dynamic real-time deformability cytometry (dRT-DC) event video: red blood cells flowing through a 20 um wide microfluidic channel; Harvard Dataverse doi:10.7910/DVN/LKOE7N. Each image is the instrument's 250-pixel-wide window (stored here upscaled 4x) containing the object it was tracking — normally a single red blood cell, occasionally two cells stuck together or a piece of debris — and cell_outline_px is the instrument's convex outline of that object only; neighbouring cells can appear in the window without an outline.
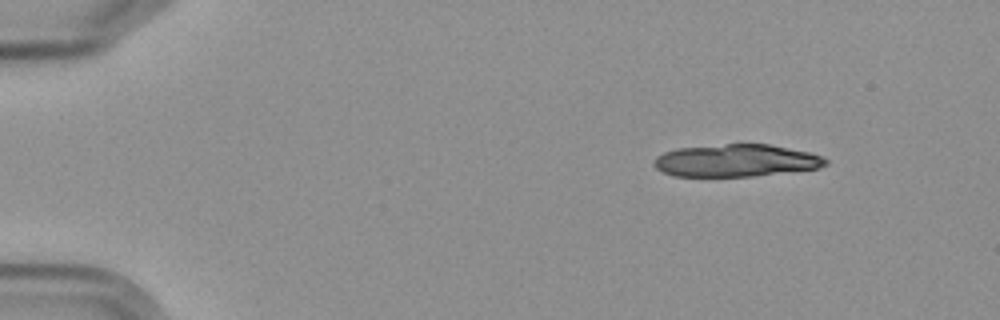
{"species": "Egyptian fruit bat (a non-hibernating species)", "species_latin": "Rousettus aegyptiacus", "temperature_condition": "cold", "stored_images_in_passage": 14, "segment_of_instrument_passage": [1, 2], "camera_frame_rate_fps": 3000, "um_per_image_px": 0.085, "frame": {"image": 1, "passage_image": 1, "time_ms": 0.0, "image_size_px": [1000, 320], "cell_outline_px": [[828, 164], [820, 168], [752, 176], [672, 176], [656, 168], [652, 164], [656, 156], [664, 152], [676, 148], [724, 144], [768, 144], [808, 152], [820, 156], [828, 160]], "centroid_in_image_um": [62.53, 13.65], "position_along_channel_um": 22.5, "area_um2": 32.31}}